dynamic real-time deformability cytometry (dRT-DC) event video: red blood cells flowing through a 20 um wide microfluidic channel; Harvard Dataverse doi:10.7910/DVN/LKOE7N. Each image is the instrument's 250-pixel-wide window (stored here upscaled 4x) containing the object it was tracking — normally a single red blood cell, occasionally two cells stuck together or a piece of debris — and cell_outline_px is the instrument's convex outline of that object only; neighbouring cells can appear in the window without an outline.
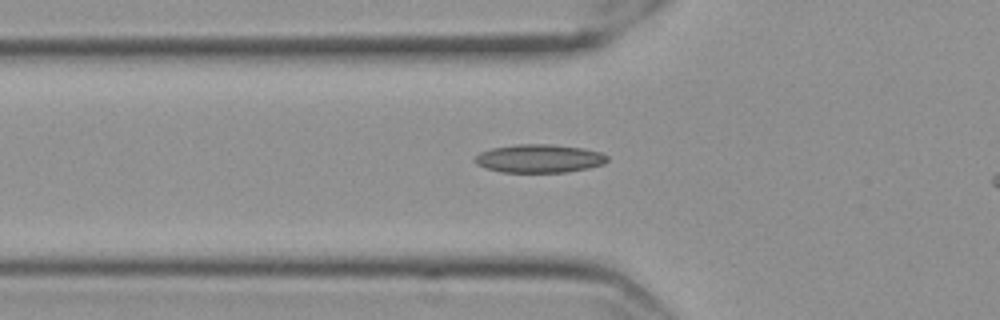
{"species": "Egyptian fruit bat (a non-hibernating species)", "species_latin": "Rousettus aegyptiacus", "temperature_condition": "cold", "stored_images_in_passage": 8, "camera_frame_rate_fps": 3000, "um_per_image_px": 0.085, "frame": {"image": 1, "passage_image": 2, "time_ms": 0.333, "image_size_px": [1000, 320], "cell_outline_px": [[608, 160], [604, 164], [588, 168], [564, 172], [500, 172], [476, 164], [472, 160], [480, 152], [492, 148], [516, 144], [552, 144], [584, 148], [600, 152], [608, 156]], "centroid_in_image_um": [45.84, 13.47], "position_along_channel_um": 80.0, "area_um2": 21.91}}
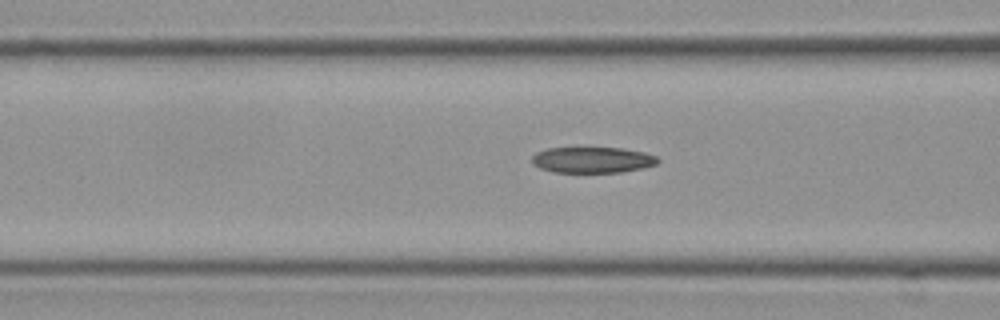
{"frame": {"image": 2, "passage_image": 5, "time_ms": 1.333, "image_size_px": [1000, 320], "cell_outline_px": [[660, 160], [656, 164], [640, 168], [620, 172], [552, 172], [540, 168], [532, 164], [532, 156], [536, 152], [548, 148], [624, 148], [644, 152], [656, 156]], "centroid_in_image_um": [50.33, 13.59], "position_along_channel_um": 116.3, "area_um2": 18.96}}